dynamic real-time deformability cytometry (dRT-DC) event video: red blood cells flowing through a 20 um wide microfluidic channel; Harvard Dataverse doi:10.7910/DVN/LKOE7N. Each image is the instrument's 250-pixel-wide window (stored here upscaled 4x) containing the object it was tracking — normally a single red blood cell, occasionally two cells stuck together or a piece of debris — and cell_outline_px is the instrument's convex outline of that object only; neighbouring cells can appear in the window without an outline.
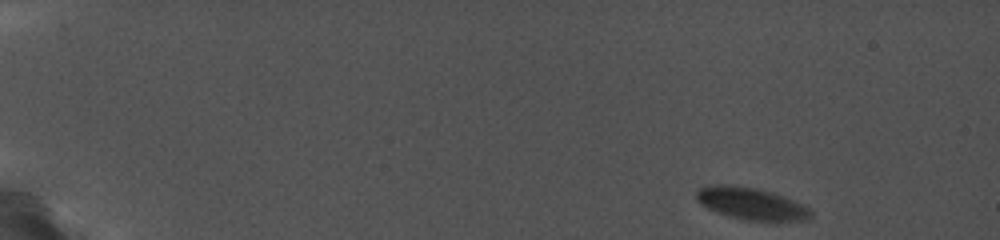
{"species": "common noctule bat (a hibernating species)", "species_latin": "Nyctalus noctula", "temperature_condition": "cold", "stored_images_in_passage": 62, "camera_frame_rate_fps": 5000, "um_per_image_px": 0.085, "animal": {"sex": "female", "body_mass_g": 19.0, "forearm_length_mm": 56.7}, "frame": {"image": 1, "passage_image": 1, "time_ms": 0.0, "image_size_px": [1000, 240], "cell_outline_px": [[812, 216], [808, 220], [744, 220], [728, 216], [716, 212], [700, 204], [696, 200], [696, 192], [700, 188], [708, 184], [732, 184], [756, 188], [772, 192], [784, 196], [804, 204], [812, 208]], "centroid_in_image_um": [63.85, 17.29], "position_along_channel_um": 21.2, "area_um2": 21.68}}
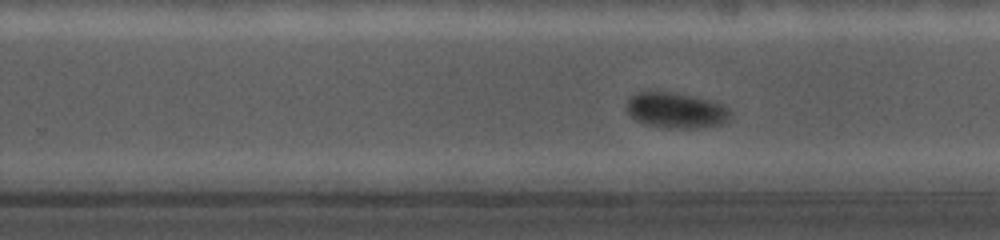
{"frame": {"image": 2, "passage_image": 50, "time_ms": 10.8, "image_size_px": [1000, 240], "cell_outline_px": [[732, 116], [728, 124], [704, 128], [660, 128], [644, 124], [636, 120], [624, 108], [628, 100], [632, 96], [644, 92], [652, 92], [684, 96], [704, 100], [720, 104], [728, 108], [732, 112]], "centroid_in_image_um": [57.51, 9.46], "position_along_channel_um": 272.3, "area_um2": 21.21}}
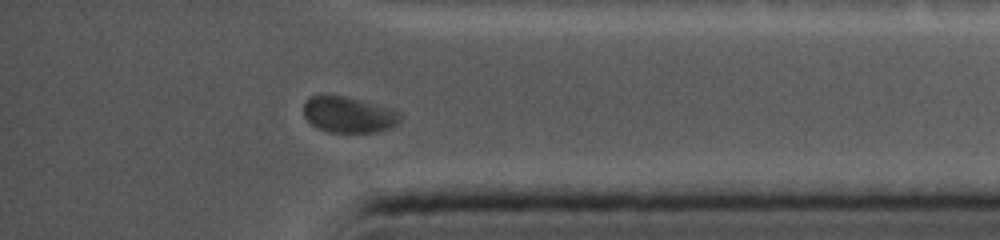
{"frame": {"image": 3, "passage_image": 61, "time_ms": 14.4, "image_size_px": [1000, 240], "cell_outline_px": [[404, 116], [400, 124], [392, 128], [376, 132], [328, 132], [316, 128], [304, 116], [304, 104], [312, 96], [340, 96], [400, 112]], "centroid_in_image_um": [29.67, 9.8], "position_along_channel_um": 405.5, "area_um2": 19.83}}